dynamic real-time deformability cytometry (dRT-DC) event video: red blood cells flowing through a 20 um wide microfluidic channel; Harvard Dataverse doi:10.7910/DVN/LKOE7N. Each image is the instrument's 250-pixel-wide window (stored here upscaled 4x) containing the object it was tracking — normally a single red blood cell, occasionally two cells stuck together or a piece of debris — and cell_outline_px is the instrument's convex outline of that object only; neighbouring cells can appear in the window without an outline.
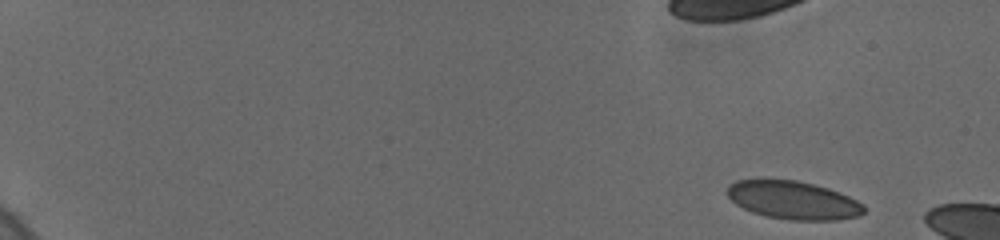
{"species": "human", "species_latin": "Homo sapiens", "temperature_condition": "cold", "stored_images_in_passage": 4, "camera_frame_rate_fps": 3000, "um_per_image_px": 0.085, "donor": {"sex": "female"}, "frame": {"image": 1, "passage_image": 1, "time_ms": 0.0, "image_size_px": [1000, 240], "cell_outline_px": [[864, 212], [860, 216], [836, 220], [792, 220], [768, 216], [752, 212], [736, 204], [728, 196], [728, 188], [736, 180], [760, 176], [764, 176], [796, 180], [828, 188], [840, 192], [864, 204]], "centroid_in_image_um": [67.39, 16.97], "position_along_channel_um": 17.6, "area_um2": 30.98}}